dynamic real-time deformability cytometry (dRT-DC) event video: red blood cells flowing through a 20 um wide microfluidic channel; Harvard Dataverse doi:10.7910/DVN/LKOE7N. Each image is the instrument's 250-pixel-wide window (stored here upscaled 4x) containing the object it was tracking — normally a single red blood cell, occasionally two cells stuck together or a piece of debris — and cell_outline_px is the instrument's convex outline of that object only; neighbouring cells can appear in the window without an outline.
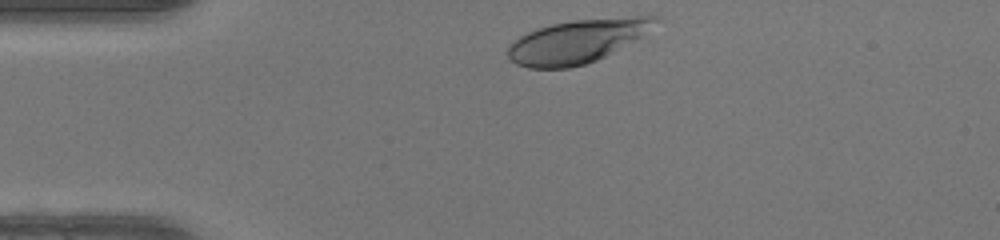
{"species": "human", "species_latin": "Homo sapiens", "temperature_condition": "warm", "stored_images_in_passage": 30, "camera_frame_rate_fps": 3000, "um_per_image_px": 0.085, "donor": {"sex": "female"}, "frame": {"image": 1, "passage_image": 1, "time_ms": 0.0, "image_size_px": [1000, 240], "cell_outline_px": [[664, 20], [640, 36], [604, 56], [596, 60], [584, 64], [568, 68], [528, 68], [516, 64], [508, 56], [508, 48], [520, 36], [536, 28], [552, 24], [572, 20], [636, 16], [660, 16]], "centroid_in_image_um": [49.08, 3.49], "position_along_channel_um": 35.9, "area_um2": 36.88}}
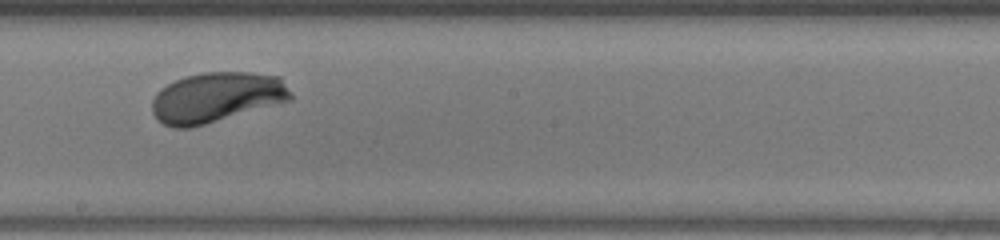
{"frame": {"image": 2, "passage_image": 18, "time_ms": 5.667, "image_size_px": [1000, 240], "cell_outline_px": [[292, 100], [192, 128], [172, 128], [156, 120], [152, 112], [152, 100], [156, 92], [160, 88], [184, 76], [204, 72], [252, 72], [280, 76], [292, 96]], "centroid_in_image_um": [18.38, 8.28], "position_along_channel_um": 229.8, "area_um2": 40.86}}
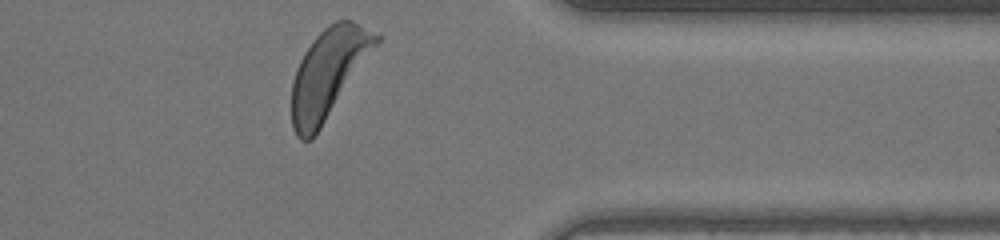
{"frame": {"image": 3, "passage_image": 30, "time_ms": 9.667, "image_size_px": [1000, 240], "cell_outline_px": [[384, 36], [312, 140], [300, 140], [296, 136], [292, 128], [292, 80], [296, 68], [304, 52], [312, 40], [324, 28], [336, 20], [352, 20]], "centroid_in_image_um": [27.92, 6.21], "position_along_channel_um": 383.5, "area_um2": 43.64}, "authors_computed_cell_mechanics": {"area_um2": 39.7664, "velocity_mm_per_s": 4.1753, "shape_relaxation_time_tau1_ms": 1.7226, "shape_relaxation_time_tau2_ms": null, "deformation_change_tau1": 0.1577, "deformation_change_tau2": null}}